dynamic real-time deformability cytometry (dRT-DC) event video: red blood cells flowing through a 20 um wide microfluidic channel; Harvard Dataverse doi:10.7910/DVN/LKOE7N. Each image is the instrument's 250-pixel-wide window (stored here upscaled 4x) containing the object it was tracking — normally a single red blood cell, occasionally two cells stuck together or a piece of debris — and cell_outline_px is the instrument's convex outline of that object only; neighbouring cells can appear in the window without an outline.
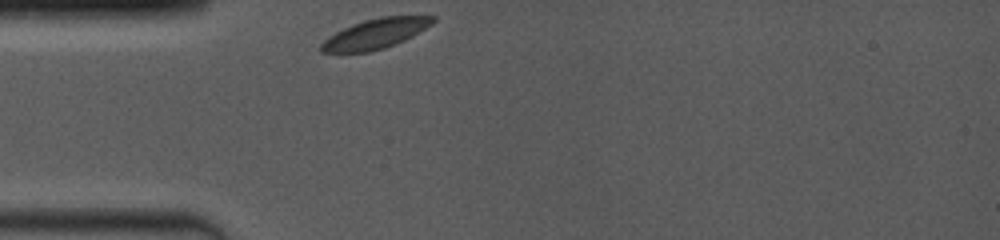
{"species": "common noctule bat (a hibernating species)", "species_latin": "Nyctalus noctula", "temperature_condition": "room temperature", "stored_images_in_passage": 2, "camera_frame_rate_fps": 4000, "um_per_image_px": 0.085, "animal": {"sex": "female", "body_mass_g": 19.0, "forearm_length_mm": 53.3}, "frame": {"image": 1, "passage_image": 1, "time_ms": 0.0, "image_size_px": [1000, 240], "cell_outline_px": [[436, 20], [432, 24], [412, 36], [396, 44], [384, 48], [368, 52], [320, 52], [320, 44], [328, 36], [352, 24], [364, 20], [380, 16], [436, 16]], "centroid_in_image_um": [31.91, 2.86], "position_along_channel_um": 53.1, "area_um2": 19.42}}